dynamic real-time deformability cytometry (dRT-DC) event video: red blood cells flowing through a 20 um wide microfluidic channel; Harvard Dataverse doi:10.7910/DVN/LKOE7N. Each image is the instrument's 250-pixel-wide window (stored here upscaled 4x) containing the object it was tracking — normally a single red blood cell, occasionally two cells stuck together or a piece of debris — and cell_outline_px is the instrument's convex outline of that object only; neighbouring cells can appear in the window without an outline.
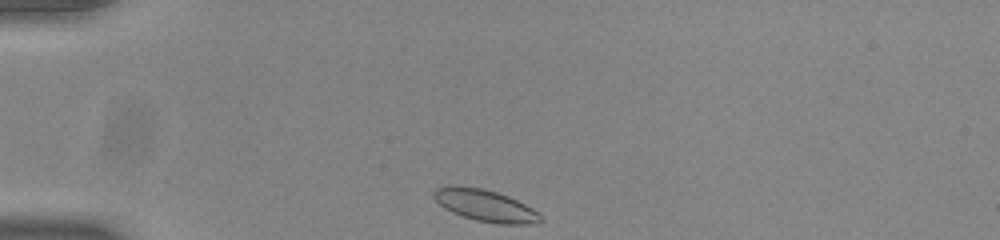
{"species": "common noctule bat (a hibernating species)", "species_latin": "Nyctalus noctula", "temperature_condition": "room temperature", "stored_images_in_passage": 34, "camera_frame_rate_fps": 3000, "um_per_image_px": 0.085, "animal": {"sex": "male", "body_mass_g": 20.0, "forearm_length_mm": 53.3}, "frame": {"image": 1, "passage_image": 1, "time_ms": 0.0, "image_size_px": [1000, 240], "cell_outline_px": [[544, 220], [536, 224], [500, 224], [476, 220], [452, 212], [444, 208], [432, 196], [432, 192], [436, 188], [444, 184], [448, 184], [484, 188], [508, 196], [532, 208]], "centroid_in_image_um": [41.2, 17.45], "position_along_channel_um": 43.8, "area_um2": 19.88}}
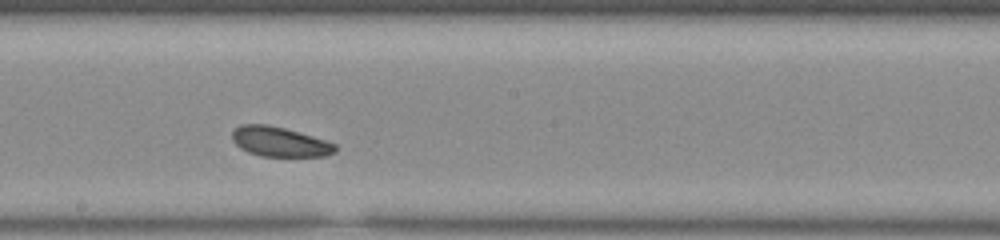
{"frame": {"image": 2, "passage_image": 18, "time_ms": 5.667, "image_size_px": [1000, 240], "cell_outline_px": [[336, 152], [324, 156], [260, 156], [248, 152], [240, 148], [232, 140], [232, 132], [240, 124], [268, 124], [284, 128], [312, 136], [336, 144]], "centroid_in_image_um": [23.75, 12.05], "position_along_channel_um": 224.5, "area_um2": 17.8}}
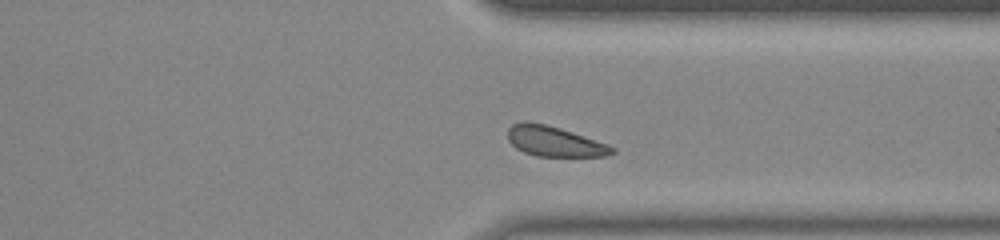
{"frame": {"image": 3, "passage_image": 29, "time_ms": 9.333, "image_size_px": [1000, 240], "cell_outline_px": [[616, 152], [608, 156], [536, 156], [524, 152], [516, 148], [508, 140], [508, 128], [512, 124], [524, 120], [528, 120], [560, 128], [608, 144], [616, 148]], "centroid_in_image_um": [47.12, 12.01], "position_along_channel_um": 364.3, "area_um2": 18.44}, "authors_computed_cell_mechanics": {"area_um2": 18.8139, "velocity_mm_per_s": 3.7978, "shape_relaxation_time_tau1_ms": 1.6637, "shape_relaxation_time_tau2_ms": null, "deformation_change_tau1": 0.0345, "deformation_change_tau2": null}}